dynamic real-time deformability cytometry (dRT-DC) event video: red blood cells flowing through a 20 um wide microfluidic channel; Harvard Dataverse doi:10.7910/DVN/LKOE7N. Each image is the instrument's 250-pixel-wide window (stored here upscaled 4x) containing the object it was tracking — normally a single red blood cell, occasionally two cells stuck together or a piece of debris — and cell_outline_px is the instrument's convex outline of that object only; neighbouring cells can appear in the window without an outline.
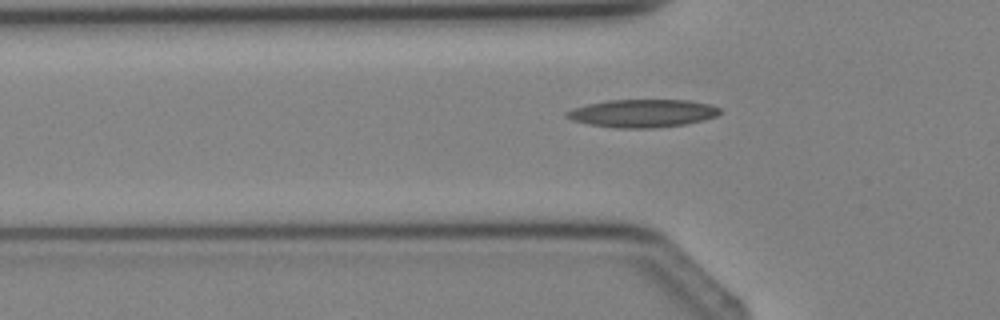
{"species": "Egyptian fruit bat (a non-hibernating species)", "species_latin": "Rousettus aegyptiacus", "temperature_condition": "cold", "stored_images_in_passage": 5, "segment_of_instrument_passage": [2, 2], "camera_frame_rate_fps": 3000, "um_per_image_px": 0.085, "animal": {"sex": "female"}, "frame": {"image": 1, "passage_image": 5, "time_ms": 4.667, "image_size_px": [1000, 320], "cell_outline_px": [[720, 112], [716, 116], [704, 120], [688, 124], [652, 128], [616, 128], [588, 124], [572, 120], [564, 116], [564, 112], [572, 108], [588, 104], [608, 100], [688, 100], [712, 104], [720, 108]], "centroid_in_image_um": [54.61, 9.63], "position_along_channel_um": 71.2, "area_um2": 25.14}}